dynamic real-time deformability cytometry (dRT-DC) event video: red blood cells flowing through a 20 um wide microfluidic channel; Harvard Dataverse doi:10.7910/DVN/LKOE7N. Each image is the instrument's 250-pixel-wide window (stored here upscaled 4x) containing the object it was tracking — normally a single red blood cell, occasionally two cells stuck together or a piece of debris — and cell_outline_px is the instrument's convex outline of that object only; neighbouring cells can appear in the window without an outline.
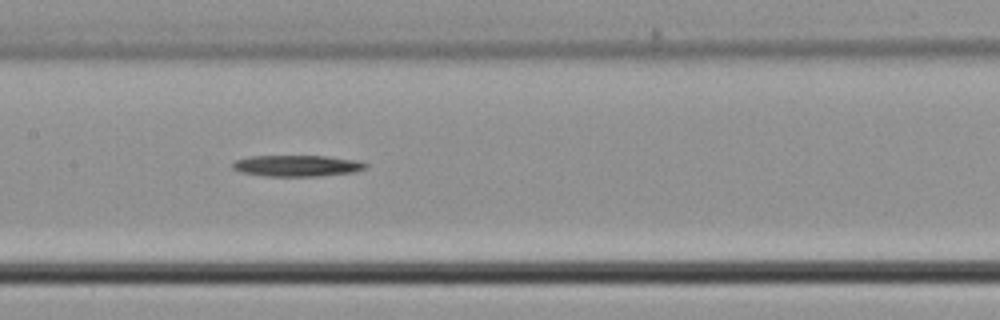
{"species": "common noctule bat (a hibernating species)", "species_latin": "Nyctalus noctula", "temperature_condition": "cold", "stored_images_in_passage": 8, "camera_frame_rate_fps": 3000, "um_per_image_px": 0.085, "animal": {"sex": "male", "body_mass_g": 21.5, "forearm_length_mm": 52.0}, "frame": {"image": 1, "passage_image": 7, "time_ms": 2.0, "image_size_px": [1000, 320], "cell_outline_px": [[368, 168], [352, 172], [320, 176], [264, 176], [240, 172], [232, 168], [232, 164], [236, 160], [248, 156], [328, 156], [360, 160], [368, 164]], "centroid_in_image_um": [25.27, 14.08], "position_along_channel_um": 182.1, "area_um2": 16.65}}
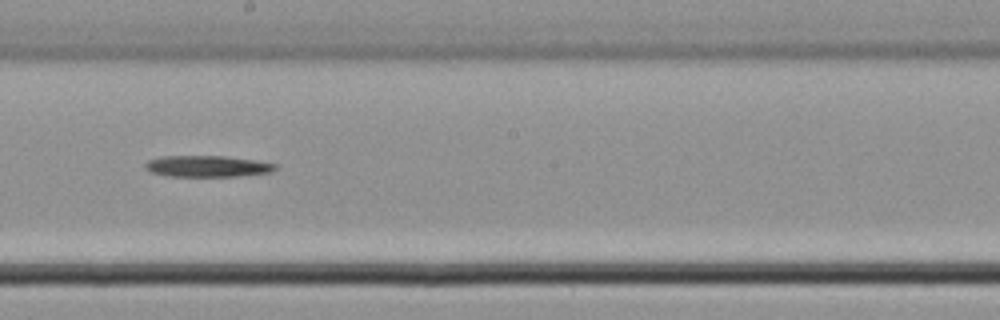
{"frame": {"image": 2, "passage_image": 8, "time_ms": 2.333, "image_size_px": [1000, 320], "cell_outline_px": [[276, 168], [272, 172], [240, 176], [168, 176], [152, 172], [144, 168], [144, 164], [148, 160], [164, 156], [224, 156], [252, 160], [276, 164]], "centroid_in_image_um": [17.6, 14.13], "position_along_channel_um": 230.6, "area_um2": 16.01}}